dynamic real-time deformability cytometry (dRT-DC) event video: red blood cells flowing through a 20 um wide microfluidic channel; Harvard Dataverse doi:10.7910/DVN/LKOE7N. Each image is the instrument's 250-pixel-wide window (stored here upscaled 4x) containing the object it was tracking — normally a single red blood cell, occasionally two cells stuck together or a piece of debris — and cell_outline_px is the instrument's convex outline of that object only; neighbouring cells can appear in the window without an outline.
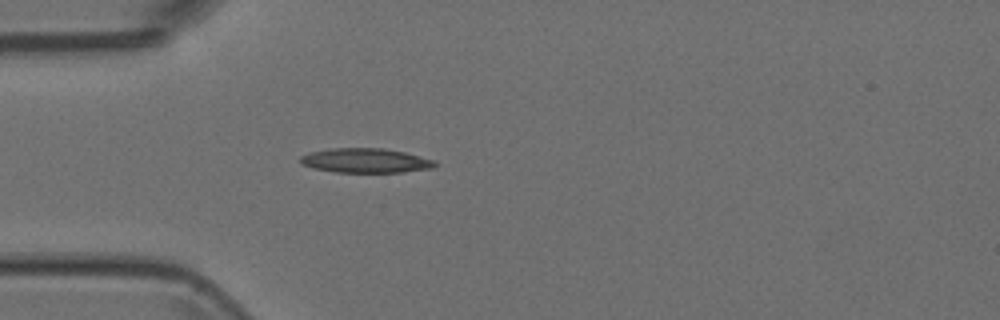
{"species": "Egyptian fruit bat (a non-hibernating species)", "species_latin": "Rousettus aegyptiacus", "temperature_condition": "room temperature", "stored_images_in_passage": 1, "camera_frame_rate_fps": 3000, "um_per_image_px": 0.085, "animal": {"sex": "female"}, "frame": {"image": 1, "passage_image": 1, "time_ms": 0.0, "image_size_px": [1000, 320], "cell_outline_px": [[436, 164], [432, 168], [400, 172], [336, 172], [316, 168], [300, 164], [300, 156], [308, 152], [328, 148], [384, 148], [404, 152], [436, 160]], "centroid_in_image_um": [31.05, 13.63], "position_along_channel_um": 54.0, "area_um2": 19.19}}